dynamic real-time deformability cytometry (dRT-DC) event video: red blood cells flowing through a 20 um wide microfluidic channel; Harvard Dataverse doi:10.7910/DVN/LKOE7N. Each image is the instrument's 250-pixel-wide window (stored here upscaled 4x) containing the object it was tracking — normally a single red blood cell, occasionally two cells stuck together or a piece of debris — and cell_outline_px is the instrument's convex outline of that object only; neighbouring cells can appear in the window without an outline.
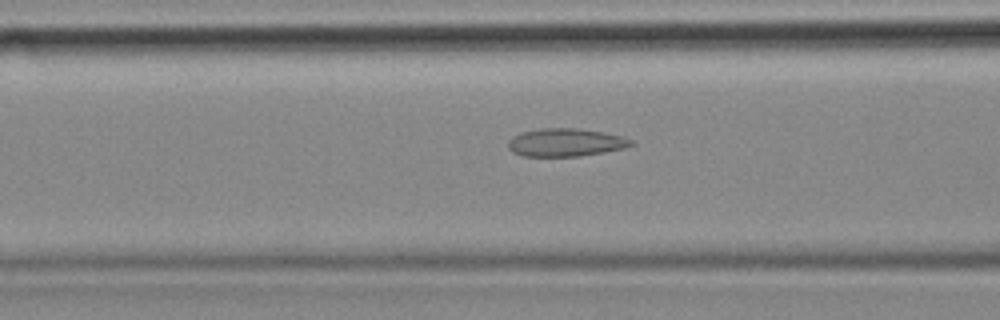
{"species": "common noctule bat (a hibernating species)", "species_latin": "Nyctalus noctula", "temperature_condition": "cold", "stored_images_in_passage": 55, "camera_frame_rate_fps": 3000, "um_per_image_px": 0.085, "animal": {"sex": "female", "body_mass_g": 18.4}, "frame": {"image": 1, "passage_image": 21, "time_ms": 6.667, "image_size_px": [1000, 320], "cell_outline_px": [[636, 144], [624, 148], [604, 152], [580, 156], [524, 156], [512, 152], [508, 148], [508, 140], [512, 136], [520, 132], [540, 128], [576, 128], [604, 132], [624, 136], [632, 140]], "centroid_in_image_um": [48.08, 12.1], "position_along_channel_um": 118.5, "area_um2": 20.29}}
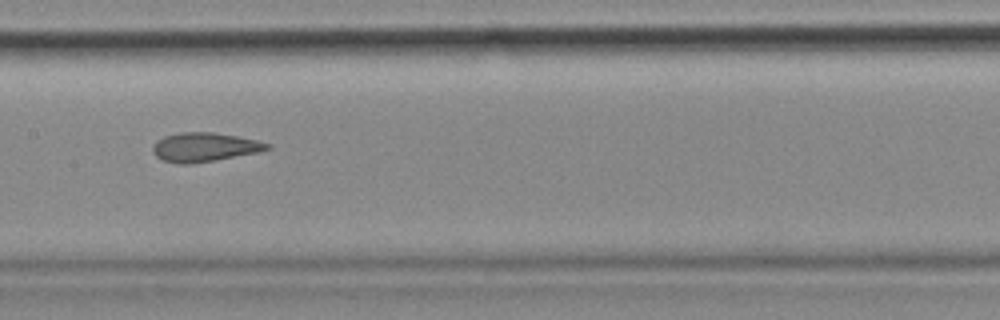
{"frame": {"image": 2, "passage_image": 27, "time_ms": 8.667, "image_size_px": [1000, 320], "cell_outline_px": [[272, 148], [260, 152], [188, 164], [180, 164], [164, 160], [156, 156], [152, 152], [152, 148], [156, 140], [164, 136], [180, 132], [212, 132], [236, 136], [256, 140], [272, 144]], "centroid_in_image_um": [17.38, 12.5], "position_along_channel_um": 190.0, "area_um2": 19.25}}
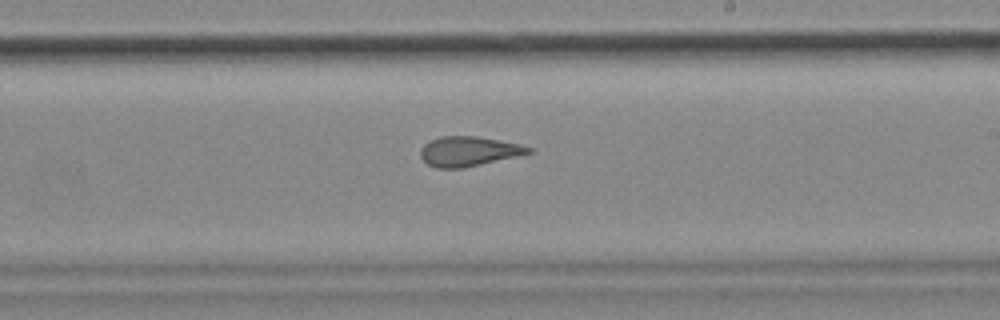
{"frame": {"image": 3, "passage_image": 32, "time_ms": 10.333, "image_size_px": [1000, 320], "cell_outline_px": [[532, 152], [516, 156], [464, 168], [436, 168], [428, 164], [420, 156], [420, 148], [424, 144], [440, 136], [476, 136], [516, 144], [532, 148]], "centroid_in_image_um": [39.77, 12.87], "position_along_channel_um": 249.2, "area_um2": 18.38}, "authors_computed_cell_mechanics": {"area_um2": 20.5768, "velocity_mm_per_s": 3.5811, "shape_relaxation_time_tau1_ms": null, "shape_relaxation_time_tau2_ms": 2.198, "deformation_change_tau1": null, "deformation_change_tau2": 0.1145}}